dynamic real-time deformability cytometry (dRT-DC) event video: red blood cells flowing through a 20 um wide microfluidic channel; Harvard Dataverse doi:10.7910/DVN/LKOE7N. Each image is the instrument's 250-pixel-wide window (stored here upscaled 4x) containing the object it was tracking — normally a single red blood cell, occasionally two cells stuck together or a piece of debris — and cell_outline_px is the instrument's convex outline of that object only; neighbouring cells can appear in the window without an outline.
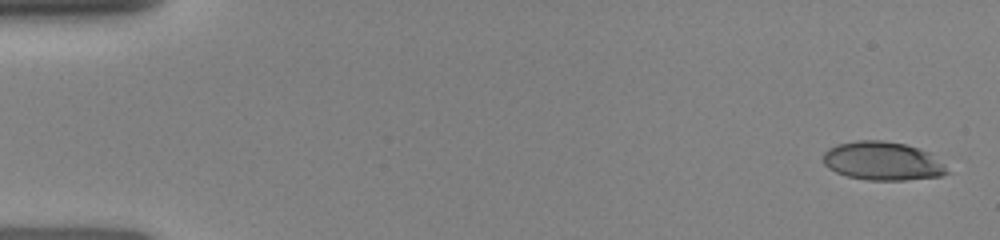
{"species": "human", "species_latin": "Homo sapiens", "temperature_condition": "room temperature", "stored_images_in_passage": 9, "camera_frame_rate_fps": 3000, "um_per_image_px": 0.085, "donor": {"sex": "female"}, "frame": {"image": 1, "passage_image": 1, "time_ms": 0.0, "image_size_px": [1000, 240], "cell_outline_px": [[952, 172], [940, 176], [904, 180], [868, 180], [848, 176], [836, 172], [828, 168], [824, 164], [824, 152], [828, 148], [836, 144], [856, 140], [884, 140], [904, 144], [928, 152], [944, 164]], "centroid_in_image_um": [75.01, 13.69], "position_along_channel_um": 10.0, "area_um2": 27.86}}
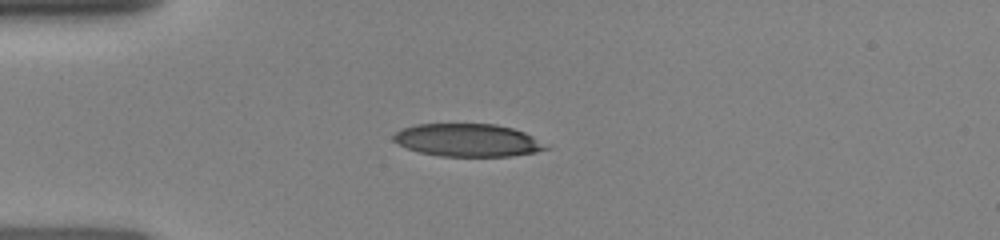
{"frame": {"image": 2, "passage_image": 6, "time_ms": 3.667, "image_size_px": [1000, 240], "cell_outline_px": [[552, 148], [536, 152], [512, 156], [440, 156], [420, 152], [408, 148], [392, 140], [392, 136], [400, 128], [416, 124], [496, 124], [512, 128], [524, 132], [532, 136]], "centroid_in_image_um": [39.76, 11.91], "position_along_channel_um": 45.2, "area_um2": 29.13}}
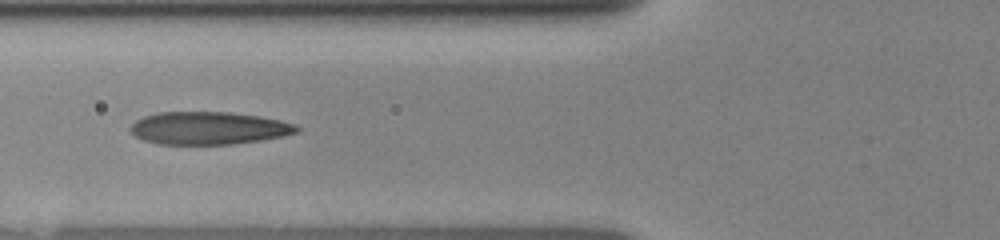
{"frame": {"image": 3, "passage_image": 8, "time_ms": 5.667, "image_size_px": [1000, 240], "cell_outline_px": [[300, 128], [296, 132], [284, 136], [260, 140], [232, 144], [156, 144], [144, 140], [136, 136], [128, 128], [136, 120], [144, 116], [160, 112], [228, 112], [260, 116], [280, 120], [292, 124]], "centroid_in_image_um": [17.71, 10.89], "position_along_channel_um": 108.1, "area_um2": 31.56}}